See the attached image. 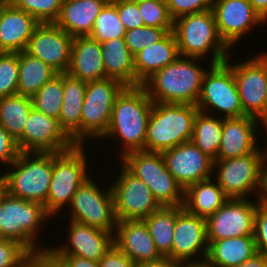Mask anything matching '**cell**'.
Listing matches in <instances>:
<instances>
[{"label": "cell", "instance_id": "1", "mask_svg": "<svg viewBox=\"0 0 267 267\" xmlns=\"http://www.w3.org/2000/svg\"><path fill=\"white\" fill-rule=\"evenodd\" d=\"M153 104L142 85L125 87L117 96L109 127L101 141L102 138H111L117 140L116 143L122 142V150L117 154L121 155L119 159L127 153L144 150L147 124Z\"/></svg>", "mask_w": 267, "mask_h": 267}, {"label": "cell", "instance_id": "2", "mask_svg": "<svg viewBox=\"0 0 267 267\" xmlns=\"http://www.w3.org/2000/svg\"><path fill=\"white\" fill-rule=\"evenodd\" d=\"M202 60L179 56L156 71L142 86L153 103L196 105L204 75L208 71L201 67L199 61L204 62Z\"/></svg>", "mask_w": 267, "mask_h": 267}, {"label": "cell", "instance_id": "3", "mask_svg": "<svg viewBox=\"0 0 267 267\" xmlns=\"http://www.w3.org/2000/svg\"><path fill=\"white\" fill-rule=\"evenodd\" d=\"M172 32L179 56L204 59L210 53V64H220L231 57V49L219 36L212 10L177 18Z\"/></svg>", "mask_w": 267, "mask_h": 267}, {"label": "cell", "instance_id": "4", "mask_svg": "<svg viewBox=\"0 0 267 267\" xmlns=\"http://www.w3.org/2000/svg\"><path fill=\"white\" fill-rule=\"evenodd\" d=\"M196 105L154 103L148 120L144 151L169 150L192 140Z\"/></svg>", "mask_w": 267, "mask_h": 267}, {"label": "cell", "instance_id": "5", "mask_svg": "<svg viewBox=\"0 0 267 267\" xmlns=\"http://www.w3.org/2000/svg\"><path fill=\"white\" fill-rule=\"evenodd\" d=\"M213 176L229 198L248 199L254 193L256 199H263L266 191L263 147L244 156L214 160Z\"/></svg>", "mask_w": 267, "mask_h": 267}, {"label": "cell", "instance_id": "6", "mask_svg": "<svg viewBox=\"0 0 267 267\" xmlns=\"http://www.w3.org/2000/svg\"><path fill=\"white\" fill-rule=\"evenodd\" d=\"M9 167L1 174L7 193L45 205L53 171V153L20 152Z\"/></svg>", "mask_w": 267, "mask_h": 267}, {"label": "cell", "instance_id": "7", "mask_svg": "<svg viewBox=\"0 0 267 267\" xmlns=\"http://www.w3.org/2000/svg\"><path fill=\"white\" fill-rule=\"evenodd\" d=\"M49 218L52 217L41 203L23 200L6 192L0 202V238L15 240L29 252L43 251L45 248L37 246L38 239L35 238Z\"/></svg>", "mask_w": 267, "mask_h": 267}, {"label": "cell", "instance_id": "8", "mask_svg": "<svg viewBox=\"0 0 267 267\" xmlns=\"http://www.w3.org/2000/svg\"><path fill=\"white\" fill-rule=\"evenodd\" d=\"M85 145H75L63 153H53V171L44 205L47 213L59 216L63 207L71 204L73 195L89 177Z\"/></svg>", "mask_w": 267, "mask_h": 267}, {"label": "cell", "instance_id": "9", "mask_svg": "<svg viewBox=\"0 0 267 267\" xmlns=\"http://www.w3.org/2000/svg\"><path fill=\"white\" fill-rule=\"evenodd\" d=\"M132 174L144 182L161 206H182L184 190L167 170L162 153L133 151L120 160Z\"/></svg>", "mask_w": 267, "mask_h": 267}, {"label": "cell", "instance_id": "10", "mask_svg": "<svg viewBox=\"0 0 267 267\" xmlns=\"http://www.w3.org/2000/svg\"><path fill=\"white\" fill-rule=\"evenodd\" d=\"M209 67L196 104L199 111L213 115L216 110V115L221 118L245 116L233 70L225 62L210 64ZM218 112L222 114L218 115Z\"/></svg>", "mask_w": 267, "mask_h": 267}, {"label": "cell", "instance_id": "11", "mask_svg": "<svg viewBox=\"0 0 267 267\" xmlns=\"http://www.w3.org/2000/svg\"><path fill=\"white\" fill-rule=\"evenodd\" d=\"M125 87L111 78L87 82L81 112V145L87 138L94 141L106 133L115 100Z\"/></svg>", "mask_w": 267, "mask_h": 267}, {"label": "cell", "instance_id": "12", "mask_svg": "<svg viewBox=\"0 0 267 267\" xmlns=\"http://www.w3.org/2000/svg\"><path fill=\"white\" fill-rule=\"evenodd\" d=\"M258 54L234 64L228 57L225 63L233 70L244 115L262 124L266 122L267 53Z\"/></svg>", "mask_w": 267, "mask_h": 267}, {"label": "cell", "instance_id": "13", "mask_svg": "<svg viewBox=\"0 0 267 267\" xmlns=\"http://www.w3.org/2000/svg\"><path fill=\"white\" fill-rule=\"evenodd\" d=\"M90 176L73 195L69 220L94 226L115 233L117 220L111 186L106 191L99 188Z\"/></svg>", "mask_w": 267, "mask_h": 267}, {"label": "cell", "instance_id": "14", "mask_svg": "<svg viewBox=\"0 0 267 267\" xmlns=\"http://www.w3.org/2000/svg\"><path fill=\"white\" fill-rule=\"evenodd\" d=\"M116 178L112 182L111 189L117 221L143 220L162 207L149 187L124 165Z\"/></svg>", "mask_w": 267, "mask_h": 267}, {"label": "cell", "instance_id": "15", "mask_svg": "<svg viewBox=\"0 0 267 267\" xmlns=\"http://www.w3.org/2000/svg\"><path fill=\"white\" fill-rule=\"evenodd\" d=\"M250 197L229 198L206 219L207 241L254 235L256 209L261 199L253 200Z\"/></svg>", "mask_w": 267, "mask_h": 267}, {"label": "cell", "instance_id": "16", "mask_svg": "<svg viewBox=\"0 0 267 267\" xmlns=\"http://www.w3.org/2000/svg\"><path fill=\"white\" fill-rule=\"evenodd\" d=\"M207 254L206 219L187 212L182 206H175V228L170 259L181 264L199 263L206 260ZM194 257L200 259L196 261Z\"/></svg>", "mask_w": 267, "mask_h": 267}, {"label": "cell", "instance_id": "17", "mask_svg": "<svg viewBox=\"0 0 267 267\" xmlns=\"http://www.w3.org/2000/svg\"><path fill=\"white\" fill-rule=\"evenodd\" d=\"M20 152L63 153L75 144L60 128L58 119L32 108L23 136L17 141Z\"/></svg>", "mask_w": 267, "mask_h": 267}, {"label": "cell", "instance_id": "18", "mask_svg": "<svg viewBox=\"0 0 267 267\" xmlns=\"http://www.w3.org/2000/svg\"><path fill=\"white\" fill-rule=\"evenodd\" d=\"M162 155L167 170L183 190L199 181L213 178L214 160L192 141L165 150Z\"/></svg>", "mask_w": 267, "mask_h": 267}, {"label": "cell", "instance_id": "19", "mask_svg": "<svg viewBox=\"0 0 267 267\" xmlns=\"http://www.w3.org/2000/svg\"><path fill=\"white\" fill-rule=\"evenodd\" d=\"M212 11L219 36L230 49L239 44L238 40L251 32L252 27L265 23L248 0H214Z\"/></svg>", "mask_w": 267, "mask_h": 267}, {"label": "cell", "instance_id": "20", "mask_svg": "<svg viewBox=\"0 0 267 267\" xmlns=\"http://www.w3.org/2000/svg\"><path fill=\"white\" fill-rule=\"evenodd\" d=\"M72 41L73 37L55 23H40L25 51L57 73H66L70 66Z\"/></svg>", "mask_w": 267, "mask_h": 267}, {"label": "cell", "instance_id": "21", "mask_svg": "<svg viewBox=\"0 0 267 267\" xmlns=\"http://www.w3.org/2000/svg\"><path fill=\"white\" fill-rule=\"evenodd\" d=\"M68 223L67 243L45 247L52 255H74L99 262L114 244L112 232L73 220H68Z\"/></svg>", "mask_w": 267, "mask_h": 267}, {"label": "cell", "instance_id": "22", "mask_svg": "<svg viewBox=\"0 0 267 267\" xmlns=\"http://www.w3.org/2000/svg\"><path fill=\"white\" fill-rule=\"evenodd\" d=\"M114 245L136 265L163 258L157 251L144 220L117 221Z\"/></svg>", "mask_w": 267, "mask_h": 267}, {"label": "cell", "instance_id": "23", "mask_svg": "<svg viewBox=\"0 0 267 267\" xmlns=\"http://www.w3.org/2000/svg\"><path fill=\"white\" fill-rule=\"evenodd\" d=\"M261 121L251 117L223 118L222 136L217 153V159H231L256 151ZM257 140V141H256Z\"/></svg>", "mask_w": 267, "mask_h": 267}, {"label": "cell", "instance_id": "24", "mask_svg": "<svg viewBox=\"0 0 267 267\" xmlns=\"http://www.w3.org/2000/svg\"><path fill=\"white\" fill-rule=\"evenodd\" d=\"M40 22L10 2H0V48L2 52L19 53L26 50Z\"/></svg>", "mask_w": 267, "mask_h": 267}, {"label": "cell", "instance_id": "25", "mask_svg": "<svg viewBox=\"0 0 267 267\" xmlns=\"http://www.w3.org/2000/svg\"><path fill=\"white\" fill-rule=\"evenodd\" d=\"M67 73L86 82L104 79L101 43L89 36L73 37Z\"/></svg>", "mask_w": 267, "mask_h": 267}, {"label": "cell", "instance_id": "26", "mask_svg": "<svg viewBox=\"0 0 267 267\" xmlns=\"http://www.w3.org/2000/svg\"><path fill=\"white\" fill-rule=\"evenodd\" d=\"M86 86V81L63 73V103L58 122L75 145H81V112Z\"/></svg>", "mask_w": 267, "mask_h": 267}, {"label": "cell", "instance_id": "27", "mask_svg": "<svg viewBox=\"0 0 267 267\" xmlns=\"http://www.w3.org/2000/svg\"><path fill=\"white\" fill-rule=\"evenodd\" d=\"M106 3L105 0H63L54 23L72 37L89 36Z\"/></svg>", "mask_w": 267, "mask_h": 267}, {"label": "cell", "instance_id": "28", "mask_svg": "<svg viewBox=\"0 0 267 267\" xmlns=\"http://www.w3.org/2000/svg\"><path fill=\"white\" fill-rule=\"evenodd\" d=\"M178 57L176 38L170 31L160 41L134 55L136 79L143 84L156 71L169 65Z\"/></svg>", "mask_w": 267, "mask_h": 267}, {"label": "cell", "instance_id": "29", "mask_svg": "<svg viewBox=\"0 0 267 267\" xmlns=\"http://www.w3.org/2000/svg\"><path fill=\"white\" fill-rule=\"evenodd\" d=\"M254 235L208 241L206 262L212 267H237L257 254Z\"/></svg>", "mask_w": 267, "mask_h": 267}, {"label": "cell", "instance_id": "30", "mask_svg": "<svg viewBox=\"0 0 267 267\" xmlns=\"http://www.w3.org/2000/svg\"><path fill=\"white\" fill-rule=\"evenodd\" d=\"M105 78L118 80L126 87L141 86L136 79L134 56L126 46L124 38L101 43Z\"/></svg>", "mask_w": 267, "mask_h": 267}, {"label": "cell", "instance_id": "31", "mask_svg": "<svg viewBox=\"0 0 267 267\" xmlns=\"http://www.w3.org/2000/svg\"><path fill=\"white\" fill-rule=\"evenodd\" d=\"M212 179L199 181L184 190L182 207L187 212L207 219L229 200L219 184Z\"/></svg>", "mask_w": 267, "mask_h": 267}, {"label": "cell", "instance_id": "32", "mask_svg": "<svg viewBox=\"0 0 267 267\" xmlns=\"http://www.w3.org/2000/svg\"><path fill=\"white\" fill-rule=\"evenodd\" d=\"M19 80L17 94L32 97L37 91L58 73L41 59L25 50L19 52Z\"/></svg>", "mask_w": 267, "mask_h": 267}, {"label": "cell", "instance_id": "33", "mask_svg": "<svg viewBox=\"0 0 267 267\" xmlns=\"http://www.w3.org/2000/svg\"><path fill=\"white\" fill-rule=\"evenodd\" d=\"M32 108L31 97L14 94L0 98V124L16 142L23 136Z\"/></svg>", "mask_w": 267, "mask_h": 267}, {"label": "cell", "instance_id": "34", "mask_svg": "<svg viewBox=\"0 0 267 267\" xmlns=\"http://www.w3.org/2000/svg\"><path fill=\"white\" fill-rule=\"evenodd\" d=\"M143 220L159 254L170 259L175 228V206H162Z\"/></svg>", "mask_w": 267, "mask_h": 267}, {"label": "cell", "instance_id": "35", "mask_svg": "<svg viewBox=\"0 0 267 267\" xmlns=\"http://www.w3.org/2000/svg\"><path fill=\"white\" fill-rule=\"evenodd\" d=\"M215 116L198 110L191 140L213 160L217 159L223 128V118Z\"/></svg>", "mask_w": 267, "mask_h": 267}, {"label": "cell", "instance_id": "36", "mask_svg": "<svg viewBox=\"0 0 267 267\" xmlns=\"http://www.w3.org/2000/svg\"><path fill=\"white\" fill-rule=\"evenodd\" d=\"M34 109L59 119L63 103V73H58L31 97Z\"/></svg>", "mask_w": 267, "mask_h": 267}, {"label": "cell", "instance_id": "37", "mask_svg": "<svg viewBox=\"0 0 267 267\" xmlns=\"http://www.w3.org/2000/svg\"><path fill=\"white\" fill-rule=\"evenodd\" d=\"M126 29L119 19L114 2H107L94 21V27L89 37L103 43L117 38H124Z\"/></svg>", "mask_w": 267, "mask_h": 267}, {"label": "cell", "instance_id": "38", "mask_svg": "<svg viewBox=\"0 0 267 267\" xmlns=\"http://www.w3.org/2000/svg\"><path fill=\"white\" fill-rule=\"evenodd\" d=\"M63 0H11L17 9L34 16L40 23H54L59 17Z\"/></svg>", "mask_w": 267, "mask_h": 267}, {"label": "cell", "instance_id": "39", "mask_svg": "<svg viewBox=\"0 0 267 267\" xmlns=\"http://www.w3.org/2000/svg\"><path fill=\"white\" fill-rule=\"evenodd\" d=\"M137 4L144 26L173 29L174 20L170 16L166 0H145Z\"/></svg>", "mask_w": 267, "mask_h": 267}, {"label": "cell", "instance_id": "40", "mask_svg": "<svg viewBox=\"0 0 267 267\" xmlns=\"http://www.w3.org/2000/svg\"><path fill=\"white\" fill-rule=\"evenodd\" d=\"M19 53L0 54V98L17 94L19 80Z\"/></svg>", "mask_w": 267, "mask_h": 267}, {"label": "cell", "instance_id": "41", "mask_svg": "<svg viewBox=\"0 0 267 267\" xmlns=\"http://www.w3.org/2000/svg\"><path fill=\"white\" fill-rule=\"evenodd\" d=\"M170 31H173V29L143 26L126 31L124 41L130 53L134 56L139 51L160 41Z\"/></svg>", "mask_w": 267, "mask_h": 267}, {"label": "cell", "instance_id": "42", "mask_svg": "<svg viewBox=\"0 0 267 267\" xmlns=\"http://www.w3.org/2000/svg\"><path fill=\"white\" fill-rule=\"evenodd\" d=\"M170 16L175 21L184 15L212 10L214 0H166Z\"/></svg>", "mask_w": 267, "mask_h": 267}, {"label": "cell", "instance_id": "43", "mask_svg": "<svg viewBox=\"0 0 267 267\" xmlns=\"http://www.w3.org/2000/svg\"><path fill=\"white\" fill-rule=\"evenodd\" d=\"M28 253L17 241L0 238V267H17Z\"/></svg>", "mask_w": 267, "mask_h": 267}, {"label": "cell", "instance_id": "44", "mask_svg": "<svg viewBox=\"0 0 267 267\" xmlns=\"http://www.w3.org/2000/svg\"><path fill=\"white\" fill-rule=\"evenodd\" d=\"M254 240L257 252L267 256V200L261 199L255 215Z\"/></svg>", "mask_w": 267, "mask_h": 267}, {"label": "cell", "instance_id": "45", "mask_svg": "<svg viewBox=\"0 0 267 267\" xmlns=\"http://www.w3.org/2000/svg\"><path fill=\"white\" fill-rule=\"evenodd\" d=\"M119 19L124 25L126 31L144 26V21L140 15L138 4L127 0L114 1Z\"/></svg>", "mask_w": 267, "mask_h": 267}, {"label": "cell", "instance_id": "46", "mask_svg": "<svg viewBox=\"0 0 267 267\" xmlns=\"http://www.w3.org/2000/svg\"><path fill=\"white\" fill-rule=\"evenodd\" d=\"M20 150L17 142L9 135L8 131L0 124V161L1 164L11 165L16 160Z\"/></svg>", "mask_w": 267, "mask_h": 267}, {"label": "cell", "instance_id": "47", "mask_svg": "<svg viewBox=\"0 0 267 267\" xmlns=\"http://www.w3.org/2000/svg\"><path fill=\"white\" fill-rule=\"evenodd\" d=\"M100 267H136L137 265L114 244L98 262Z\"/></svg>", "mask_w": 267, "mask_h": 267}, {"label": "cell", "instance_id": "48", "mask_svg": "<svg viewBox=\"0 0 267 267\" xmlns=\"http://www.w3.org/2000/svg\"><path fill=\"white\" fill-rule=\"evenodd\" d=\"M17 267H57L56 259L48 251L29 252Z\"/></svg>", "mask_w": 267, "mask_h": 267}, {"label": "cell", "instance_id": "49", "mask_svg": "<svg viewBox=\"0 0 267 267\" xmlns=\"http://www.w3.org/2000/svg\"><path fill=\"white\" fill-rule=\"evenodd\" d=\"M57 267H100L99 263L74 255H53Z\"/></svg>", "mask_w": 267, "mask_h": 267}, {"label": "cell", "instance_id": "50", "mask_svg": "<svg viewBox=\"0 0 267 267\" xmlns=\"http://www.w3.org/2000/svg\"><path fill=\"white\" fill-rule=\"evenodd\" d=\"M237 267H267V256L257 253L252 258L248 259Z\"/></svg>", "mask_w": 267, "mask_h": 267}, {"label": "cell", "instance_id": "51", "mask_svg": "<svg viewBox=\"0 0 267 267\" xmlns=\"http://www.w3.org/2000/svg\"><path fill=\"white\" fill-rule=\"evenodd\" d=\"M254 11L259 15V17L267 23V0H248Z\"/></svg>", "mask_w": 267, "mask_h": 267}, {"label": "cell", "instance_id": "52", "mask_svg": "<svg viewBox=\"0 0 267 267\" xmlns=\"http://www.w3.org/2000/svg\"><path fill=\"white\" fill-rule=\"evenodd\" d=\"M136 267H181V263L168 258H162L159 261L142 263Z\"/></svg>", "mask_w": 267, "mask_h": 267}, {"label": "cell", "instance_id": "53", "mask_svg": "<svg viewBox=\"0 0 267 267\" xmlns=\"http://www.w3.org/2000/svg\"><path fill=\"white\" fill-rule=\"evenodd\" d=\"M181 267H212L206 261L199 263H183Z\"/></svg>", "mask_w": 267, "mask_h": 267}, {"label": "cell", "instance_id": "54", "mask_svg": "<svg viewBox=\"0 0 267 267\" xmlns=\"http://www.w3.org/2000/svg\"><path fill=\"white\" fill-rule=\"evenodd\" d=\"M6 186H5V183H4V180L0 174V202H1V199L4 197V195L6 194Z\"/></svg>", "mask_w": 267, "mask_h": 267}, {"label": "cell", "instance_id": "55", "mask_svg": "<svg viewBox=\"0 0 267 267\" xmlns=\"http://www.w3.org/2000/svg\"><path fill=\"white\" fill-rule=\"evenodd\" d=\"M262 126H265V130H267V122L263 123ZM264 167H265V171H267V143H266V147H264Z\"/></svg>", "mask_w": 267, "mask_h": 267}, {"label": "cell", "instance_id": "56", "mask_svg": "<svg viewBox=\"0 0 267 267\" xmlns=\"http://www.w3.org/2000/svg\"><path fill=\"white\" fill-rule=\"evenodd\" d=\"M264 198L267 200V171H266V191H265Z\"/></svg>", "mask_w": 267, "mask_h": 267}, {"label": "cell", "instance_id": "57", "mask_svg": "<svg viewBox=\"0 0 267 267\" xmlns=\"http://www.w3.org/2000/svg\"><path fill=\"white\" fill-rule=\"evenodd\" d=\"M127 1L138 3V2H141V1H145V0H127Z\"/></svg>", "mask_w": 267, "mask_h": 267}, {"label": "cell", "instance_id": "58", "mask_svg": "<svg viewBox=\"0 0 267 267\" xmlns=\"http://www.w3.org/2000/svg\"><path fill=\"white\" fill-rule=\"evenodd\" d=\"M266 97H267V90H266ZM266 122H267V102H266Z\"/></svg>", "mask_w": 267, "mask_h": 267}, {"label": "cell", "instance_id": "59", "mask_svg": "<svg viewBox=\"0 0 267 267\" xmlns=\"http://www.w3.org/2000/svg\"><path fill=\"white\" fill-rule=\"evenodd\" d=\"M11 0H0V2H10Z\"/></svg>", "mask_w": 267, "mask_h": 267}, {"label": "cell", "instance_id": "60", "mask_svg": "<svg viewBox=\"0 0 267 267\" xmlns=\"http://www.w3.org/2000/svg\"><path fill=\"white\" fill-rule=\"evenodd\" d=\"M106 2H114V1H116V0H105Z\"/></svg>", "mask_w": 267, "mask_h": 267}]
</instances>
